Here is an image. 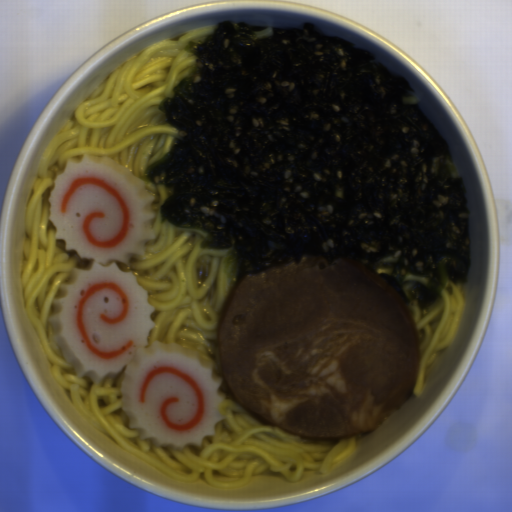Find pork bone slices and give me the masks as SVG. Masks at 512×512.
Here are the masks:
<instances>
[{"label":"pork bone slices","instance_id":"obj_1","mask_svg":"<svg viewBox=\"0 0 512 512\" xmlns=\"http://www.w3.org/2000/svg\"><path fill=\"white\" fill-rule=\"evenodd\" d=\"M216 338L232 398L302 438L379 427L411 397L421 357L419 331L395 283L343 257L240 280Z\"/></svg>","mask_w":512,"mask_h":512}]
</instances>
